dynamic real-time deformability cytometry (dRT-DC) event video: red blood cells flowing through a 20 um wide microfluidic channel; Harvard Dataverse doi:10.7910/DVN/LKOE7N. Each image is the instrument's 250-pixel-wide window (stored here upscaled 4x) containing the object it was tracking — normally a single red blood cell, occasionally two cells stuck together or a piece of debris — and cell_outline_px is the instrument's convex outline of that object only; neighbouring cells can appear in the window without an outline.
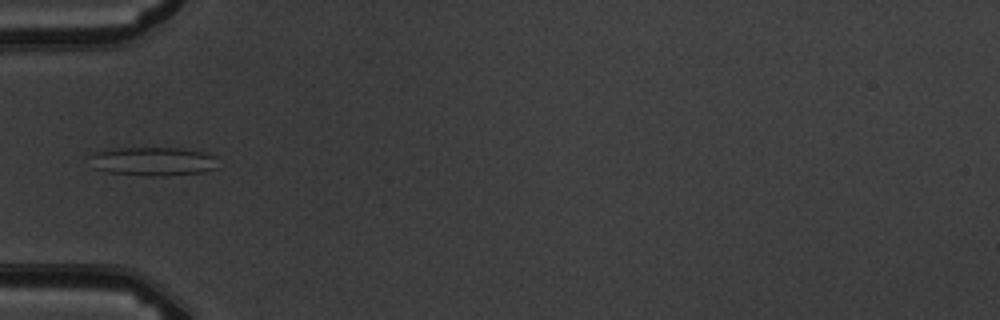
{"species": "common noctule bat (a hibernating species)", "species_latin": "Nyctalus noctula", "temperature_condition": "warm", "stored_images_in_passage": 6, "camera_frame_rate_fps": 3000, "um_per_image_px": 0.085, "animal": {"sex": "male", "body_mass_g": 19.5, "forearm_length_mm": 54.6}, "frame": {"image": 1, "passage_image": 5, "time_ms": 4.667, "image_size_px": [1000, 320], "cell_outline_px": [[216, 168], [204, 172], [164, 176], [144, 176], [108, 172], [92, 168], [92, 156], [96, 152], [104, 148], [180, 148], [204, 152], [216, 156]], "centroid_in_image_um": [13.0, 13.72], "position_along_channel_um": 72.0, "area_um2": 21.62}}
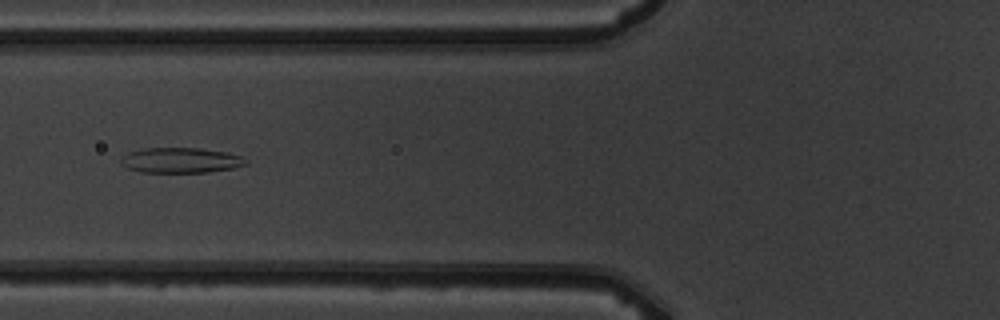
{"frame": {"image": 2, "passage_image": 6, "time_ms": 5.667, "image_size_px": [1000, 320], "cell_outline_px": [[248, 164], [232, 168], [208, 172], [140, 172], [128, 168], [120, 164], [120, 160], [128, 152], [144, 148], [200, 148], [228, 152], [244, 156], [248, 160]], "centroid_in_image_um": [15.4, 13.62], "position_along_channel_um": 110.4, "area_um2": 18.55}}